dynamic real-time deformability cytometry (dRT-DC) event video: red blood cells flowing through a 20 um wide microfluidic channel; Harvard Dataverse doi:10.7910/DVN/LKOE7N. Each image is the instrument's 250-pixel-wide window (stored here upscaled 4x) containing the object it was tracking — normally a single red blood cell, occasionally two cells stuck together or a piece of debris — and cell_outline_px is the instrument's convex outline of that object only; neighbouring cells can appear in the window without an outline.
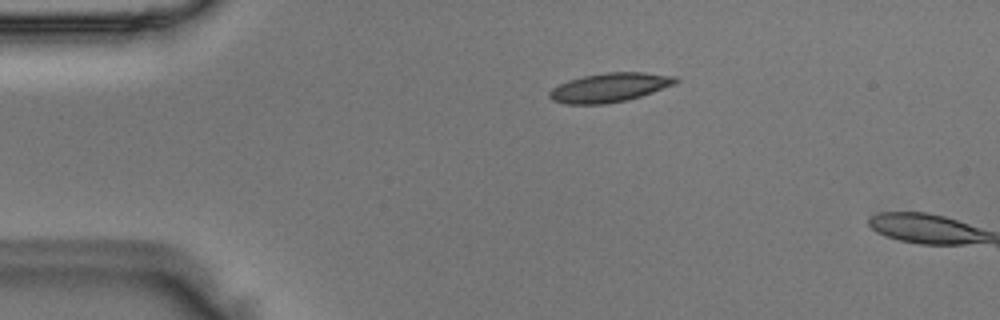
{"species": "Egyptian fruit bat (a non-hibernating species)", "species_latin": "Rousettus aegyptiacus", "temperature_condition": "room temperature", "stored_images_in_passage": 5, "camera_frame_rate_fps": 3000, "um_per_image_px": 0.085, "animal": {"sex": "male"}, "frame": {"image": 1, "passage_image": 4, "time_ms": 1.0, "image_size_px": [1000, 320], "cell_outline_px": [[680, 80], [676, 84], [628, 100], [604, 104], [564, 104], [552, 100], [548, 96], [548, 92], [552, 88], [568, 80], [584, 76], [604, 72], [644, 72], [676, 76]], "centroid_in_image_um": [51.82, 7.43], "position_along_channel_um": 33.2, "area_um2": 21.5}}